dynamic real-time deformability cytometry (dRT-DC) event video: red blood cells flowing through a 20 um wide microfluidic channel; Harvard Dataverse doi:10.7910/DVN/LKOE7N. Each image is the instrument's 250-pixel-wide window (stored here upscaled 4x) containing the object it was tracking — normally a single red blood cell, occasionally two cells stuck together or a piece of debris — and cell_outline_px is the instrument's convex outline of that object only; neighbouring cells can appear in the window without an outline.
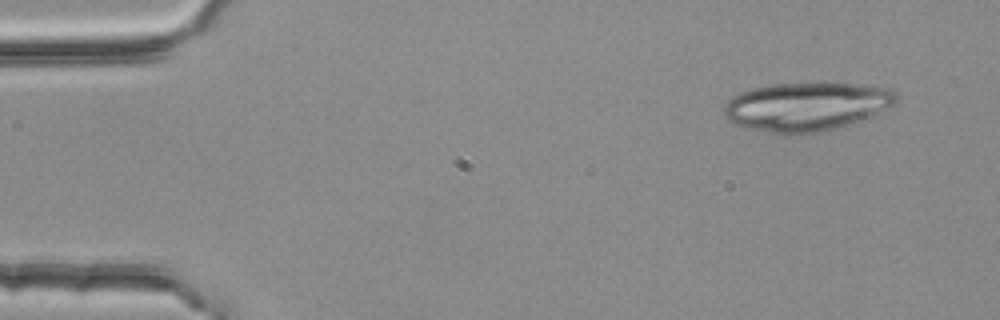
{"species": "common noctule bat (a hibernating species)", "species_latin": "Nyctalus noctula", "temperature_condition": "room temperature", "stored_images_in_passage": 4, "camera_frame_rate_fps": 3000, "um_per_image_px": 0.085, "animal": {"sex": "female", "body_mass_g": 25.1}, "frame": {"image": 1, "passage_image": 1, "time_ms": 0.0, "image_size_px": [1000, 320], "cell_outline_px": [[896, 100], [892, 104], [844, 128], [820, 132], [788, 136], [784, 136], [732, 124], [724, 116], [724, 104], [732, 96], [740, 92], [772, 84], [872, 84], [892, 88], [896, 92]], "centroid_in_image_um": [68.52, 9.09], "position_along_channel_um": 16.5, "area_um2": 49.13}}